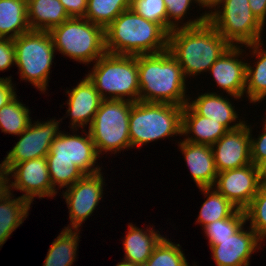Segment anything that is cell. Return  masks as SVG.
<instances>
[{"label":"cell","instance_id":"cell-1","mask_svg":"<svg viewBox=\"0 0 266 266\" xmlns=\"http://www.w3.org/2000/svg\"><path fill=\"white\" fill-rule=\"evenodd\" d=\"M71 130L73 131L72 135L63 131L53 140L46 156L52 187L57 192L59 188L72 186L84 175L96 174L102 170L97 164L98 158L101 157L96 150L89 130L86 132L83 129L82 133L85 132V135L82 134L81 136L77 135L78 128Z\"/></svg>","mask_w":266,"mask_h":266},{"label":"cell","instance_id":"cell-2","mask_svg":"<svg viewBox=\"0 0 266 266\" xmlns=\"http://www.w3.org/2000/svg\"><path fill=\"white\" fill-rule=\"evenodd\" d=\"M139 101L185 106L187 79L176 58L167 49L160 53L138 55Z\"/></svg>","mask_w":266,"mask_h":266},{"label":"cell","instance_id":"cell-3","mask_svg":"<svg viewBox=\"0 0 266 266\" xmlns=\"http://www.w3.org/2000/svg\"><path fill=\"white\" fill-rule=\"evenodd\" d=\"M230 46L208 20L169 33L168 50L178 61L185 78L207 73Z\"/></svg>","mask_w":266,"mask_h":266},{"label":"cell","instance_id":"cell-4","mask_svg":"<svg viewBox=\"0 0 266 266\" xmlns=\"http://www.w3.org/2000/svg\"><path fill=\"white\" fill-rule=\"evenodd\" d=\"M169 33L159 24L139 16L131 8L105 28V50L111 54L138 56L168 49Z\"/></svg>","mask_w":266,"mask_h":266},{"label":"cell","instance_id":"cell-5","mask_svg":"<svg viewBox=\"0 0 266 266\" xmlns=\"http://www.w3.org/2000/svg\"><path fill=\"white\" fill-rule=\"evenodd\" d=\"M93 65L86 76L103 100L139 101L138 56L106 52Z\"/></svg>","mask_w":266,"mask_h":266},{"label":"cell","instance_id":"cell-6","mask_svg":"<svg viewBox=\"0 0 266 266\" xmlns=\"http://www.w3.org/2000/svg\"><path fill=\"white\" fill-rule=\"evenodd\" d=\"M183 106L138 101L129 115L131 149L166 137L182 136Z\"/></svg>","mask_w":266,"mask_h":266},{"label":"cell","instance_id":"cell-7","mask_svg":"<svg viewBox=\"0 0 266 266\" xmlns=\"http://www.w3.org/2000/svg\"><path fill=\"white\" fill-rule=\"evenodd\" d=\"M49 33L56 52L80 64L94 63L106 53L105 29L84 17H70Z\"/></svg>","mask_w":266,"mask_h":266},{"label":"cell","instance_id":"cell-8","mask_svg":"<svg viewBox=\"0 0 266 266\" xmlns=\"http://www.w3.org/2000/svg\"><path fill=\"white\" fill-rule=\"evenodd\" d=\"M13 42L20 79L30 82L41 93L46 92L56 53L49 31L30 30L13 39Z\"/></svg>","mask_w":266,"mask_h":266},{"label":"cell","instance_id":"cell-9","mask_svg":"<svg viewBox=\"0 0 266 266\" xmlns=\"http://www.w3.org/2000/svg\"><path fill=\"white\" fill-rule=\"evenodd\" d=\"M132 102L126 100H103L88 128L99 154H116L131 149L129 115ZM103 152V153H102Z\"/></svg>","mask_w":266,"mask_h":266},{"label":"cell","instance_id":"cell-10","mask_svg":"<svg viewBox=\"0 0 266 266\" xmlns=\"http://www.w3.org/2000/svg\"><path fill=\"white\" fill-rule=\"evenodd\" d=\"M205 12L208 21L230 45L246 46L263 41L264 26L253 15L249 0H220L214 11Z\"/></svg>","mask_w":266,"mask_h":266},{"label":"cell","instance_id":"cell-11","mask_svg":"<svg viewBox=\"0 0 266 266\" xmlns=\"http://www.w3.org/2000/svg\"><path fill=\"white\" fill-rule=\"evenodd\" d=\"M63 118L49 121L30 122L28 127L19 135V141L7 153L3 162L8 171L12 166L27 160L46 157L53 140L62 132L59 124ZM33 123V124H32Z\"/></svg>","mask_w":266,"mask_h":266},{"label":"cell","instance_id":"cell-12","mask_svg":"<svg viewBox=\"0 0 266 266\" xmlns=\"http://www.w3.org/2000/svg\"><path fill=\"white\" fill-rule=\"evenodd\" d=\"M103 172L92 175H84L62 191L63 198L69 209L70 226L65 229L79 230L94 212L103 198V186L106 185L103 178Z\"/></svg>","mask_w":266,"mask_h":266},{"label":"cell","instance_id":"cell-13","mask_svg":"<svg viewBox=\"0 0 266 266\" xmlns=\"http://www.w3.org/2000/svg\"><path fill=\"white\" fill-rule=\"evenodd\" d=\"M12 176V177H10ZM10 178L14 179L10 180ZM12 181V182H11ZM19 190L31 204L34 198L56 197L52 187L46 157L17 163L7 171V190Z\"/></svg>","mask_w":266,"mask_h":266},{"label":"cell","instance_id":"cell-14","mask_svg":"<svg viewBox=\"0 0 266 266\" xmlns=\"http://www.w3.org/2000/svg\"><path fill=\"white\" fill-rule=\"evenodd\" d=\"M261 185L260 168L251 163L218 173L213 188L235 207L245 210Z\"/></svg>","mask_w":266,"mask_h":266},{"label":"cell","instance_id":"cell-15","mask_svg":"<svg viewBox=\"0 0 266 266\" xmlns=\"http://www.w3.org/2000/svg\"><path fill=\"white\" fill-rule=\"evenodd\" d=\"M244 226L222 240H209L211 255L217 266H249L253 252L259 250L263 241L250 228ZM259 245V246H258ZM257 249V250H256Z\"/></svg>","mask_w":266,"mask_h":266},{"label":"cell","instance_id":"cell-16","mask_svg":"<svg viewBox=\"0 0 266 266\" xmlns=\"http://www.w3.org/2000/svg\"><path fill=\"white\" fill-rule=\"evenodd\" d=\"M211 148L218 173L251 164L250 131L247 121L237 129L228 130Z\"/></svg>","mask_w":266,"mask_h":266},{"label":"cell","instance_id":"cell-17","mask_svg":"<svg viewBox=\"0 0 266 266\" xmlns=\"http://www.w3.org/2000/svg\"><path fill=\"white\" fill-rule=\"evenodd\" d=\"M242 47L231 45L208 71L217 87L235 100L243 98L245 94L247 62H243V53L246 52Z\"/></svg>","mask_w":266,"mask_h":266},{"label":"cell","instance_id":"cell-18","mask_svg":"<svg viewBox=\"0 0 266 266\" xmlns=\"http://www.w3.org/2000/svg\"><path fill=\"white\" fill-rule=\"evenodd\" d=\"M65 93L68 94L66 101L68 109L65 115L70 116V128L77 129L78 127V129L81 128L80 130L87 126L89 128L103 101L94 84L85 74L77 86L71 90H66Z\"/></svg>","mask_w":266,"mask_h":266},{"label":"cell","instance_id":"cell-19","mask_svg":"<svg viewBox=\"0 0 266 266\" xmlns=\"http://www.w3.org/2000/svg\"><path fill=\"white\" fill-rule=\"evenodd\" d=\"M178 147L198 188L213 187L218 172L211 146L178 141Z\"/></svg>","mask_w":266,"mask_h":266},{"label":"cell","instance_id":"cell-20","mask_svg":"<svg viewBox=\"0 0 266 266\" xmlns=\"http://www.w3.org/2000/svg\"><path fill=\"white\" fill-rule=\"evenodd\" d=\"M201 94H198V97L194 100H191L192 98L189 96L187 103L198 115L213 119V121L224 125L228 130L237 129L246 122L243 118L242 120L238 119L239 114H237L235 106L227 96L208 91Z\"/></svg>","mask_w":266,"mask_h":266},{"label":"cell","instance_id":"cell-21","mask_svg":"<svg viewBox=\"0 0 266 266\" xmlns=\"http://www.w3.org/2000/svg\"><path fill=\"white\" fill-rule=\"evenodd\" d=\"M227 131L228 129L221 123L198 115L188 104L183 107L182 135L185 137L183 140L212 146Z\"/></svg>","mask_w":266,"mask_h":266},{"label":"cell","instance_id":"cell-22","mask_svg":"<svg viewBox=\"0 0 266 266\" xmlns=\"http://www.w3.org/2000/svg\"><path fill=\"white\" fill-rule=\"evenodd\" d=\"M125 235L123 240L125 257L123 260L138 266H143L146 263L155 246L164 237L153 226L142 229L132 223H129L128 232Z\"/></svg>","mask_w":266,"mask_h":266},{"label":"cell","instance_id":"cell-23","mask_svg":"<svg viewBox=\"0 0 266 266\" xmlns=\"http://www.w3.org/2000/svg\"><path fill=\"white\" fill-rule=\"evenodd\" d=\"M14 197L13 192L8 190L0 195V248L13 231L23 224L31 208L27 199L22 196Z\"/></svg>","mask_w":266,"mask_h":266},{"label":"cell","instance_id":"cell-24","mask_svg":"<svg viewBox=\"0 0 266 266\" xmlns=\"http://www.w3.org/2000/svg\"><path fill=\"white\" fill-rule=\"evenodd\" d=\"M27 12L30 30L50 31L70 18L59 0H27Z\"/></svg>","mask_w":266,"mask_h":266},{"label":"cell","instance_id":"cell-25","mask_svg":"<svg viewBox=\"0 0 266 266\" xmlns=\"http://www.w3.org/2000/svg\"><path fill=\"white\" fill-rule=\"evenodd\" d=\"M263 45V41H260L244 46L251 50L250 55L257 60L253 66L246 63L245 94L253 104L266 99V49Z\"/></svg>","mask_w":266,"mask_h":266},{"label":"cell","instance_id":"cell-26","mask_svg":"<svg viewBox=\"0 0 266 266\" xmlns=\"http://www.w3.org/2000/svg\"><path fill=\"white\" fill-rule=\"evenodd\" d=\"M29 31L27 0H0V37L15 39Z\"/></svg>","mask_w":266,"mask_h":266},{"label":"cell","instance_id":"cell-27","mask_svg":"<svg viewBox=\"0 0 266 266\" xmlns=\"http://www.w3.org/2000/svg\"><path fill=\"white\" fill-rule=\"evenodd\" d=\"M80 230L64 229L52 242L43 266H72L76 261Z\"/></svg>","mask_w":266,"mask_h":266},{"label":"cell","instance_id":"cell-28","mask_svg":"<svg viewBox=\"0 0 266 266\" xmlns=\"http://www.w3.org/2000/svg\"><path fill=\"white\" fill-rule=\"evenodd\" d=\"M198 189L206 197V200L201 205L198 218H196V223H199L202 228L211 222L228 218L238 210L237 207L213 187Z\"/></svg>","mask_w":266,"mask_h":266},{"label":"cell","instance_id":"cell-29","mask_svg":"<svg viewBox=\"0 0 266 266\" xmlns=\"http://www.w3.org/2000/svg\"><path fill=\"white\" fill-rule=\"evenodd\" d=\"M17 96L0 108L1 132L19 136L30 124V110Z\"/></svg>","mask_w":266,"mask_h":266},{"label":"cell","instance_id":"cell-30","mask_svg":"<svg viewBox=\"0 0 266 266\" xmlns=\"http://www.w3.org/2000/svg\"><path fill=\"white\" fill-rule=\"evenodd\" d=\"M131 0H88L84 18L104 29L122 12L130 8Z\"/></svg>","mask_w":266,"mask_h":266},{"label":"cell","instance_id":"cell-31","mask_svg":"<svg viewBox=\"0 0 266 266\" xmlns=\"http://www.w3.org/2000/svg\"><path fill=\"white\" fill-rule=\"evenodd\" d=\"M184 255L180 244L173 243L165 236L143 266H190Z\"/></svg>","mask_w":266,"mask_h":266},{"label":"cell","instance_id":"cell-32","mask_svg":"<svg viewBox=\"0 0 266 266\" xmlns=\"http://www.w3.org/2000/svg\"><path fill=\"white\" fill-rule=\"evenodd\" d=\"M163 1L165 2L166 5L168 33L172 32L176 28L197 26L208 20V15L206 14V12H204L201 14V16L196 17V19L194 18L192 20L190 18V20L188 19L187 22L185 23L183 22L186 18L185 16L188 13L187 11H189V8L191 9V5L192 3H195V0H163Z\"/></svg>","mask_w":266,"mask_h":266},{"label":"cell","instance_id":"cell-33","mask_svg":"<svg viewBox=\"0 0 266 266\" xmlns=\"http://www.w3.org/2000/svg\"><path fill=\"white\" fill-rule=\"evenodd\" d=\"M247 223L244 210L238 209L232 216L211 222L203 227L206 239L222 240L238 232Z\"/></svg>","mask_w":266,"mask_h":266},{"label":"cell","instance_id":"cell-34","mask_svg":"<svg viewBox=\"0 0 266 266\" xmlns=\"http://www.w3.org/2000/svg\"><path fill=\"white\" fill-rule=\"evenodd\" d=\"M249 227L265 241L266 239V184L260 186L249 206L244 210Z\"/></svg>","mask_w":266,"mask_h":266},{"label":"cell","instance_id":"cell-35","mask_svg":"<svg viewBox=\"0 0 266 266\" xmlns=\"http://www.w3.org/2000/svg\"><path fill=\"white\" fill-rule=\"evenodd\" d=\"M130 8L139 16L161 25L167 31V12L163 0H131Z\"/></svg>","mask_w":266,"mask_h":266},{"label":"cell","instance_id":"cell-36","mask_svg":"<svg viewBox=\"0 0 266 266\" xmlns=\"http://www.w3.org/2000/svg\"><path fill=\"white\" fill-rule=\"evenodd\" d=\"M250 126L251 163L260 168L266 162V124H263L262 133L258 138L252 137V126Z\"/></svg>","mask_w":266,"mask_h":266},{"label":"cell","instance_id":"cell-37","mask_svg":"<svg viewBox=\"0 0 266 266\" xmlns=\"http://www.w3.org/2000/svg\"><path fill=\"white\" fill-rule=\"evenodd\" d=\"M15 65V47L13 39L0 37V71Z\"/></svg>","mask_w":266,"mask_h":266},{"label":"cell","instance_id":"cell-38","mask_svg":"<svg viewBox=\"0 0 266 266\" xmlns=\"http://www.w3.org/2000/svg\"><path fill=\"white\" fill-rule=\"evenodd\" d=\"M12 76L0 77V108L12 101L16 96L15 84L12 83Z\"/></svg>","mask_w":266,"mask_h":266},{"label":"cell","instance_id":"cell-39","mask_svg":"<svg viewBox=\"0 0 266 266\" xmlns=\"http://www.w3.org/2000/svg\"><path fill=\"white\" fill-rule=\"evenodd\" d=\"M69 17H84L88 0H59Z\"/></svg>","mask_w":266,"mask_h":266},{"label":"cell","instance_id":"cell-40","mask_svg":"<svg viewBox=\"0 0 266 266\" xmlns=\"http://www.w3.org/2000/svg\"><path fill=\"white\" fill-rule=\"evenodd\" d=\"M253 15L263 25H266V0H249Z\"/></svg>","mask_w":266,"mask_h":266},{"label":"cell","instance_id":"cell-41","mask_svg":"<svg viewBox=\"0 0 266 266\" xmlns=\"http://www.w3.org/2000/svg\"><path fill=\"white\" fill-rule=\"evenodd\" d=\"M7 190V171L2 161L0 164V195Z\"/></svg>","mask_w":266,"mask_h":266},{"label":"cell","instance_id":"cell-42","mask_svg":"<svg viewBox=\"0 0 266 266\" xmlns=\"http://www.w3.org/2000/svg\"><path fill=\"white\" fill-rule=\"evenodd\" d=\"M220 0H195V3L199 5L200 8H206L212 12L217 8Z\"/></svg>","mask_w":266,"mask_h":266},{"label":"cell","instance_id":"cell-43","mask_svg":"<svg viewBox=\"0 0 266 266\" xmlns=\"http://www.w3.org/2000/svg\"><path fill=\"white\" fill-rule=\"evenodd\" d=\"M261 181L266 184V162L260 167Z\"/></svg>","mask_w":266,"mask_h":266},{"label":"cell","instance_id":"cell-44","mask_svg":"<svg viewBox=\"0 0 266 266\" xmlns=\"http://www.w3.org/2000/svg\"><path fill=\"white\" fill-rule=\"evenodd\" d=\"M116 266H138V265L122 260V262H118Z\"/></svg>","mask_w":266,"mask_h":266}]
</instances>
